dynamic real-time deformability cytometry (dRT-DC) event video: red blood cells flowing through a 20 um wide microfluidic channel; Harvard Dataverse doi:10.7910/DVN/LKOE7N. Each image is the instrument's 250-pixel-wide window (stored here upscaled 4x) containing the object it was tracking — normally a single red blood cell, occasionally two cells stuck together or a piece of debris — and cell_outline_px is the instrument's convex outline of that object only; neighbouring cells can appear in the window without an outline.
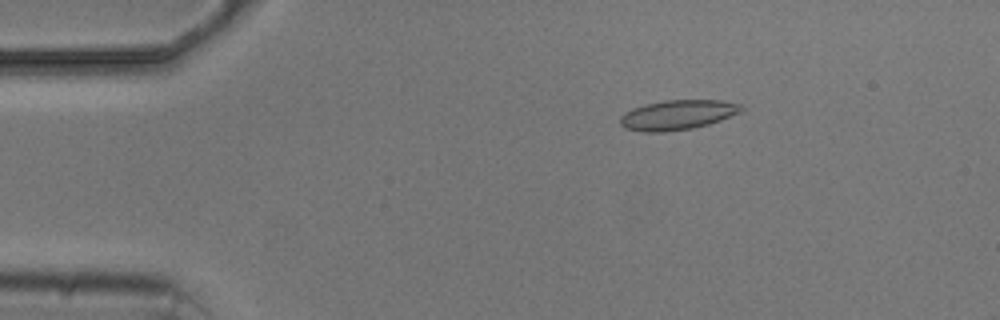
{"species": "common noctule bat (a hibernating species)", "species_latin": "Nyctalus noctula", "temperature_condition": "cold", "stored_images_in_passage": 3, "camera_frame_rate_fps": 3000, "um_per_image_px": 0.085, "animal": {"sex": "male", "body_mass_g": 20.5, "forearm_length_mm": 52.5}, "frame": {"image": 1, "passage_image": 1, "time_ms": 0.0, "image_size_px": [1000, 320], "cell_outline_px": [[744, 108], [740, 112], [720, 120], [708, 124], [692, 128], [664, 132], [640, 132], [624, 128], [620, 124], [620, 116], [624, 112], [632, 108], [644, 104], [664, 100], [720, 100], [740, 104]], "centroid_in_image_um": [57.54, 9.76], "position_along_channel_um": 27.5, "area_um2": 21.1}}